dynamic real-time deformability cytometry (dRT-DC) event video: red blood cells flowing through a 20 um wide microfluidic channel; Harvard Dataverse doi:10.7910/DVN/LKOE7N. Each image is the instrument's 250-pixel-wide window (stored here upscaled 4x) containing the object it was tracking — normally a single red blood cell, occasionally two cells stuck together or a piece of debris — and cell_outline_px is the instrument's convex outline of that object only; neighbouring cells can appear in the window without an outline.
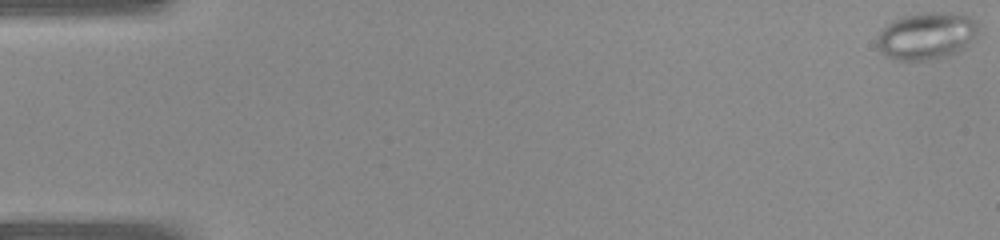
{"species": "common noctule bat (a hibernating species)", "species_latin": "Nyctalus noctula", "temperature_condition": "warm", "stored_images_in_passage": 12, "camera_frame_rate_fps": 3000, "um_per_image_px": 0.085, "animal": {"sex": "female", "body_mass_g": 22.0, "forearm_length_mm": 56.7}, "frame": {"image": 1, "passage_image": 1, "time_ms": 0.0, "image_size_px": [1000, 240], "cell_outline_px": [[980, 24], [976, 32], [964, 48], [948, 56], [924, 60], [892, 60], [880, 52], [876, 44], [876, 36], [892, 20], [900, 16], [928, 12], [932, 12], [968, 16], [976, 20]], "centroid_in_image_um": [78.69, 3.06], "position_along_channel_um": 6.3, "area_um2": 27.69}}